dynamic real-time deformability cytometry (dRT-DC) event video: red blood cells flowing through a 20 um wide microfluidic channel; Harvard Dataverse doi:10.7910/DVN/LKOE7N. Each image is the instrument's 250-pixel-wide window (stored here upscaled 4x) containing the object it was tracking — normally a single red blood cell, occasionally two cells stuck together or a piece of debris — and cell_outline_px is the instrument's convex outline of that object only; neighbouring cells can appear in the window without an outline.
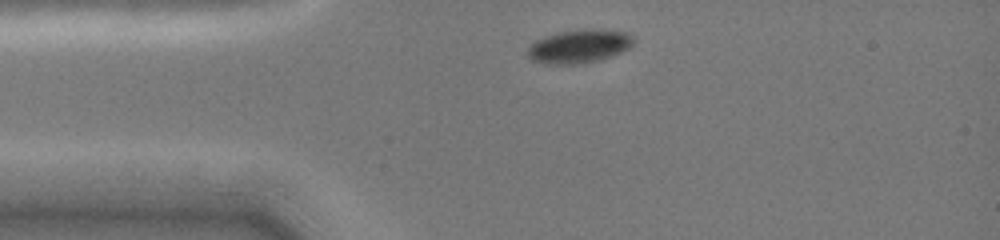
{"species": "common noctule bat (a hibernating species)", "species_latin": "Nyctalus noctula", "temperature_condition": "cold", "stored_images_in_passage": 3, "camera_frame_rate_fps": 3000, "um_per_image_px": 0.085, "animal": {"sex": "female", "body_mass_g": 19.0, "forearm_length_mm": 51.5}, "frame": {"image": 1, "passage_image": 1, "time_ms": 0.0, "image_size_px": [1000, 240], "cell_outline_px": [[632, 44], [628, 48], [612, 56], [596, 60], [572, 64], [548, 64], [532, 60], [528, 56], [528, 48], [536, 40], [544, 36], [560, 32], [592, 28], [600, 28], [624, 32], [632, 36]], "centroid_in_image_um": [49.21, 3.92], "position_along_channel_um": 35.8, "area_um2": 20.35}}